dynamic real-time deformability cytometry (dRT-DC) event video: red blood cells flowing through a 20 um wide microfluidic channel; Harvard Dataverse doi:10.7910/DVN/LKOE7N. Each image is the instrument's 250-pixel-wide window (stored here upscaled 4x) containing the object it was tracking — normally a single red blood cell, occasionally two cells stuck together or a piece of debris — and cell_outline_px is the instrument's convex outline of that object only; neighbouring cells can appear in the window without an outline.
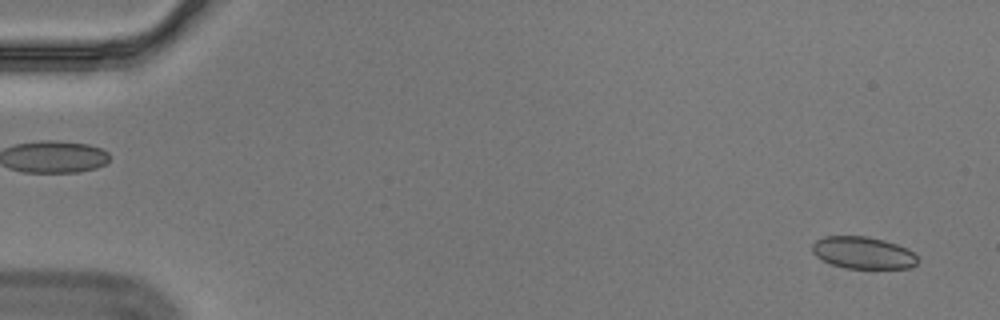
{"species": "Egyptian fruit bat (a non-hibernating species)", "species_latin": "Rousettus aegyptiacus", "temperature_condition": "cold", "stored_images_in_passage": 57, "camera_frame_rate_fps": 3000, "um_per_image_px": 0.085, "animal": {"sex": "male"}, "frame": {"image": 1, "passage_image": 3, "time_ms": 0.667, "image_size_px": [1000, 320], "cell_outline_px": [[920, 260], [912, 268], [844, 268], [832, 264], [816, 256], [812, 252], [812, 244], [816, 240], [824, 236], [868, 236], [884, 240], [908, 248]], "centroid_in_image_um": [73.38, 21.48], "position_along_channel_um": 11.6, "area_um2": 19.77}}
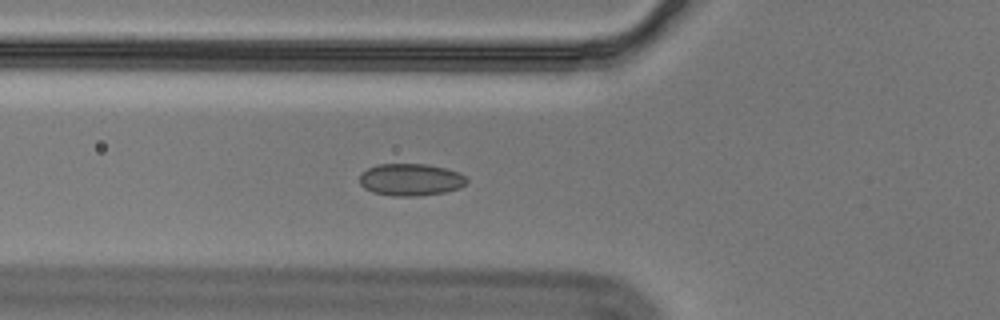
{"frame": {"image": 2, "passage_image": 21, "time_ms": 6.667, "image_size_px": [1000, 320], "cell_outline_px": [[468, 180], [460, 188], [444, 192], [420, 196], [392, 196], [372, 192], [364, 188], [360, 184], [360, 172], [376, 164], [428, 164], [448, 168], [460, 172]], "centroid_in_image_um": [34.9, 15.26], "position_along_channel_um": 90.9, "area_um2": 20.35}}
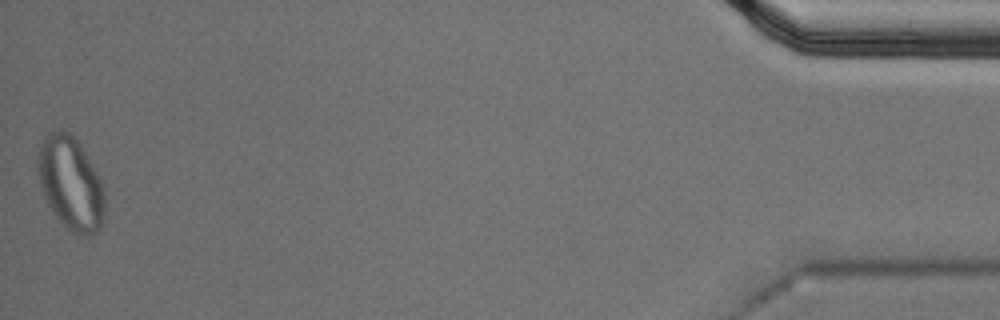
{"frame": {"image": 3, "passage_image": 57, "time_ms": 18.667, "image_size_px": [1000, 320], "cell_outline_px": [[104, 224], [96, 232], [84, 236], [80, 236], [72, 232], [52, 212], [44, 196], [40, 184], [36, 168], [36, 160], [40, 144], [44, 136], [48, 132], [60, 128], [64, 128], [80, 144], [100, 176], [104, 184]], "centroid_in_image_um": [6.0, 15.56], "position_along_channel_um": 429.2, "area_um2": 36.93}, "authors_computed_cell_mechanics": {"area_um2": 20.4034, "velocity_mm_per_s": 3.5372, "shape_relaxation_time_tau1_ms": null, "shape_relaxation_time_tau2_ms": 1.3474, "deformation_change_tau1": null, "deformation_change_tau2": 0.0453}}